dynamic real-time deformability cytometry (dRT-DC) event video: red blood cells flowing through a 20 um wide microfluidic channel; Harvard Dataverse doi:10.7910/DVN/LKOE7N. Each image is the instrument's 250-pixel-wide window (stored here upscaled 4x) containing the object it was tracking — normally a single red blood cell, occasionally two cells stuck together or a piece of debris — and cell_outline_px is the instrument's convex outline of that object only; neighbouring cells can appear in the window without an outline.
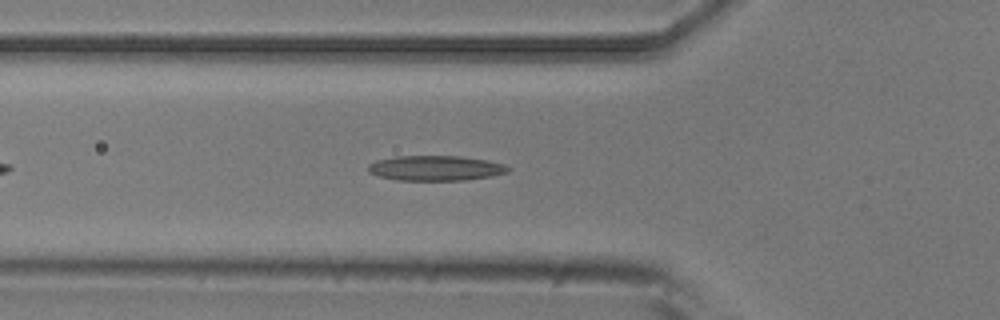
{"species": "common noctule bat (a hibernating species)", "species_latin": "Nyctalus noctula", "temperature_condition": "room temperature", "stored_images_in_passage": 30, "camera_frame_rate_fps": 3000, "um_per_image_px": 0.085, "animal": {"sex": "male", "body_mass_g": 20.5, "forearm_length_mm": 52.5}, "frame": {"image": 1, "passage_image": 8, "time_ms": 2.333, "image_size_px": [1000, 320], "cell_outline_px": [[512, 168], [508, 172], [492, 176], [464, 180], [396, 180], [380, 176], [368, 172], [368, 164], [376, 160], [396, 156], [460, 156], [484, 160], [504, 164]], "centroid_in_image_um": [37.02, 14.29], "position_along_channel_um": 88.8, "area_um2": 20.4}}
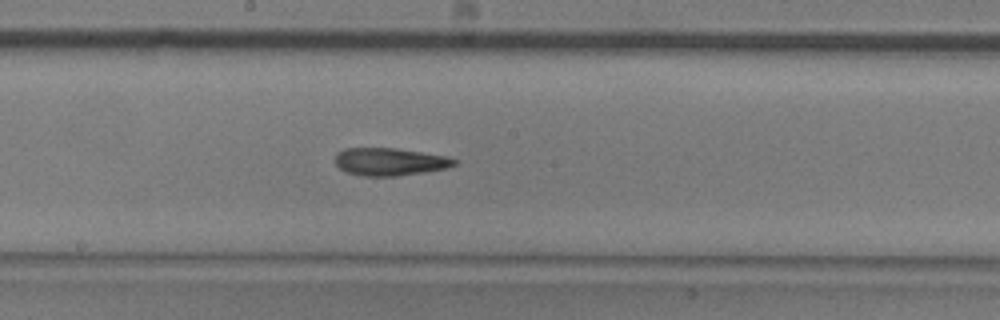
{"frame": {"image": 2, "passage_image": 18, "time_ms": 5.667, "image_size_px": [1000, 320], "cell_outline_px": [[456, 164], [448, 168], [424, 172], [396, 176], [364, 176], [348, 172], [340, 168], [336, 164], [336, 152], [344, 148], [392, 148], [448, 156], [456, 160]], "centroid_in_image_um": [33.13, 13.74], "position_along_channel_um": 215.1, "area_um2": 19.07}}
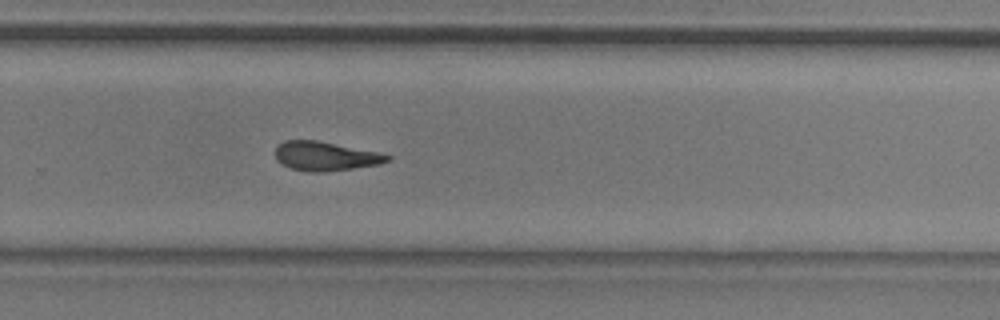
{"frame": {"image": 3, "passage_image": 25, "time_ms": 8.0, "image_size_px": [1000, 320], "cell_outline_px": [[392, 160], [380, 164], [324, 172], [312, 172], [292, 168], [276, 160], [276, 148], [284, 140], [316, 140], [380, 152], [392, 156]], "centroid_in_image_um": [27.71, 13.27], "position_along_channel_um": 302.1, "area_um2": 18.9}}